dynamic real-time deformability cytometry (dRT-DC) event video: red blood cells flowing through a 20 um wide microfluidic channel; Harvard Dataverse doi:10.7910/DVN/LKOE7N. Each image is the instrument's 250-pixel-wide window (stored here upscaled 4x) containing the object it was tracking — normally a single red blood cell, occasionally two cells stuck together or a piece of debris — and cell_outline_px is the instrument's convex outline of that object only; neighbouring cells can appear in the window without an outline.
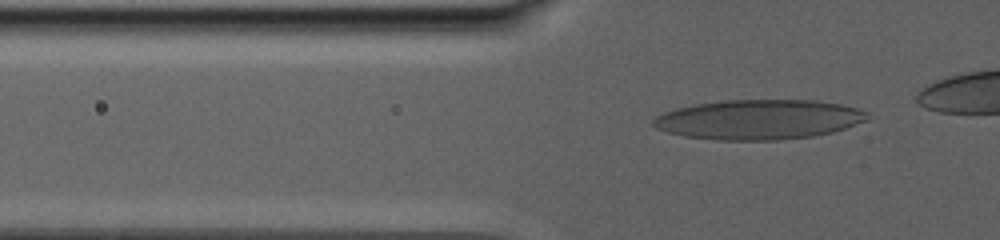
{"species": "human", "species_latin": "Homo sapiens", "temperature_condition": "warm", "stored_images_in_passage": 67, "camera_frame_rate_fps": 3000, "um_per_image_px": 0.085, "donor": {"sex": "male"}, "frame": {"image": 1, "passage_image": 22, "time_ms": 7.0, "image_size_px": [1000, 240], "cell_outline_px": [[876, 116], [868, 120], [832, 132], [812, 136], [780, 140], [716, 140], [684, 136], [668, 132], [656, 128], [652, 124], [652, 120], [656, 116], [664, 112], [676, 108], [696, 104], [728, 100], [816, 100], [840, 104], [856, 108], [868, 112]], "centroid_in_image_um": [64.53, 10.16], "position_along_channel_um": 61.3, "area_um2": 49.82}}
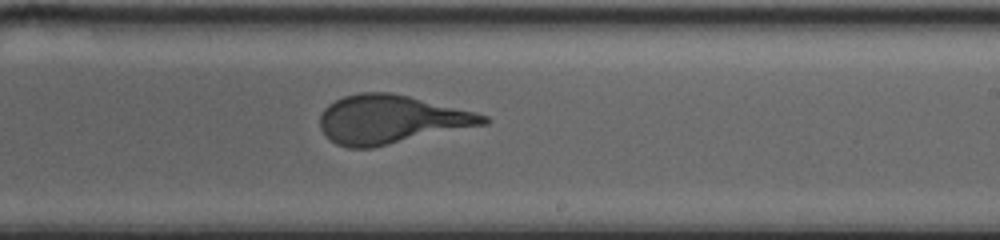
{"frame": {"image": 2, "passage_image": 46, "time_ms": 15.0, "image_size_px": [1000, 240], "cell_outline_px": [[492, 120], [488, 124], [372, 148], [348, 148], [336, 144], [320, 128], [320, 116], [324, 108], [328, 104], [344, 96], [360, 92], [388, 92], [408, 96], [476, 112], [488, 116]], "centroid_in_image_um": [33.26, 10.16], "position_along_channel_um": 255.7, "area_um2": 46.24}}
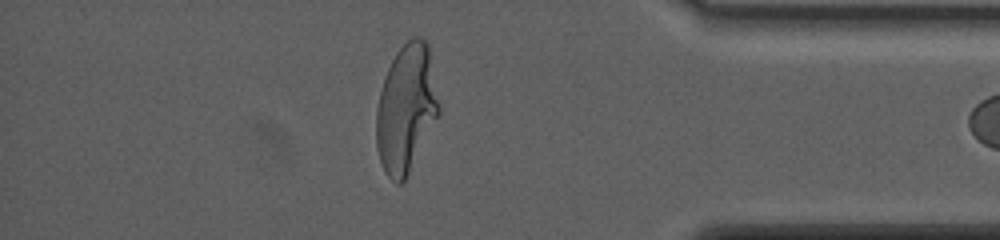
{"frame": {"image": 3, "passage_image": 65, "time_ms": 21.333, "image_size_px": [1000, 240], "cell_outline_px": [[440, 112], [404, 180], [400, 184], [396, 184], [384, 172], [376, 148], [376, 108], [380, 92], [388, 68], [396, 52], [412, 36], [420, 36], [428, 44], [440, 104]], "centroid_in_image_um": [34.52, 9.21], "position_along_channel_um": 400.7, "area_um2": 46.36}}